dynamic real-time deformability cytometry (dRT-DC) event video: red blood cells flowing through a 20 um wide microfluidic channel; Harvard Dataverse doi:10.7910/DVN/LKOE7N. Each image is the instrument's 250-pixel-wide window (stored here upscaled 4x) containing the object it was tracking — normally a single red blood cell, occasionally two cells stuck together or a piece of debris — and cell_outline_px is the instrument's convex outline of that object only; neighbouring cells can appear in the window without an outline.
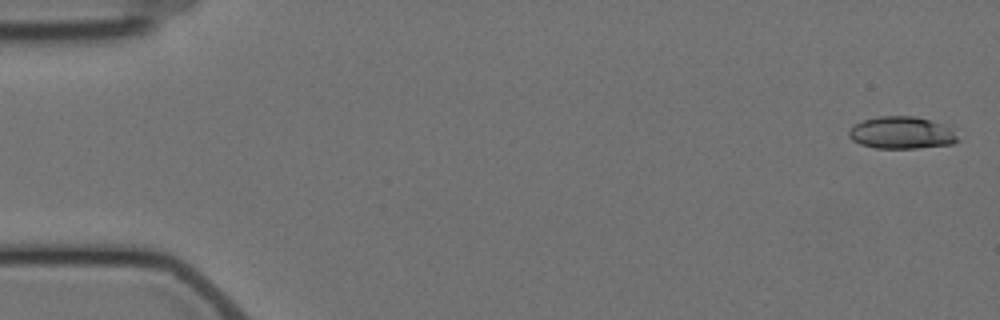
{"species": "Egyptian fruit bat (a non-hibernating species)", "species_latin": "Rousettus aegyptiacus", "temperature_condition": "cold", "stored_images_in_passage": 5, "camera_frame_rate_fps": 3000, "um_per_image_px": 0.085, "animal": {"sex": "female"}, "frame": {"image": 1, "passage_image": 1, "time_ms": 0.0, "image_size_px": [1000, 320], "cell_outline_px": [[960, 140], [952, 144], [916, 148], [876, 148], [860, 144], [852, 140], [848, 136], [848, 132], [852, 124], [864, 120], [880, 116], [916, 116], [940, 124], [948, 128]], "centroid_in_image_um": [76.56, 11.29], "position_along_channel_um": 8.4, "area_um2": 20.23}}
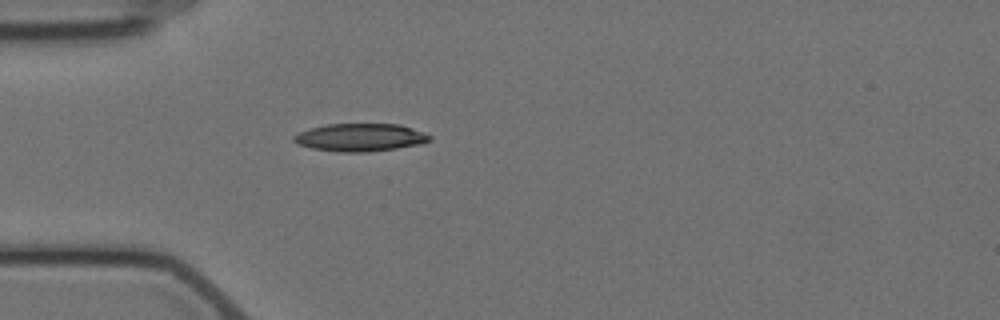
{"frame": {"image": 2, "passage_image": 5, "time_ms": 5.0, "image_size_px": [1000, 320], "cell_outline_px": [[432, 140], [420, 144], [396, 148], [368, 152], [340, 152], [312, 148], [296, 144], [292, 140], [292, 136], [308, 128], [328, 124], [400, 124], [424, 132], [432, 136]], "centroid_in_image_um": [30.61, 11.68], "position_along_channel_um": 54.4, "area_um2": 22.14}}